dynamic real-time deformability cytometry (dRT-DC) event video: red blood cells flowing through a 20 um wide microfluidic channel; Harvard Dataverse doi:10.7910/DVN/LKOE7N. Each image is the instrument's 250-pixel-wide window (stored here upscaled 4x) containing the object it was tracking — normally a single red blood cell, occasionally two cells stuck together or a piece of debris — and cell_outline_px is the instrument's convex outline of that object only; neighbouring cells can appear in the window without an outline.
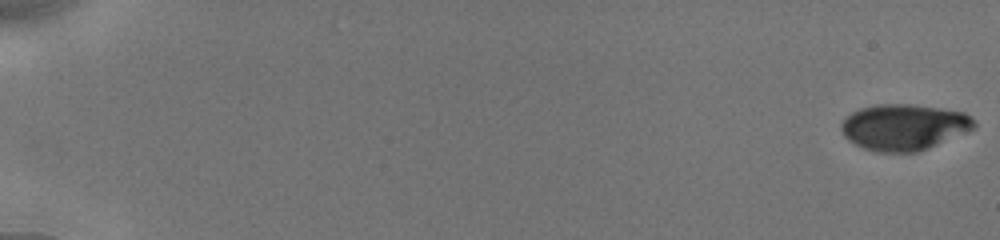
{"species": "human", "species_latin": "Homo sapiens", "temperature_condition": "cold", "stored_images_in_passage": 55, "camera_frame_rate_fps": 3000, "um_per_image_px": 0.085, "donor": {"sex": "male"}, "frame": {"image": 1, "passage_image": 1, "time_ms": 0.0, "image_size_px": [1000, 240], "cell_outline_px": [[976, 128], [916, 152], [876, 152], [864, 148], [848, 140], [844, 136], [840, 128], [840, 124], [852, 112], [860, 108], [876, 104], [912, 104], [940, 108], [964, 112], [976, 120]], "centroid_in_image_um": [76.83, 10.79], "position_along_channel_um": 8.2, "area_um2": 35.6}}
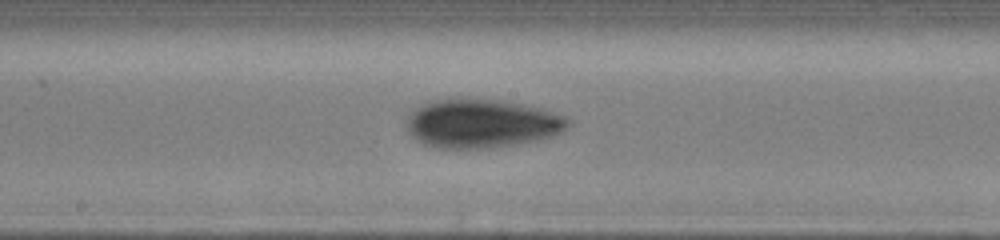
{"frame": {"image": 2, "passage_image": 32, "time_ms": 10.333, "image_size_px": [1000, 240], "cell_outline_px": [[572, 120], [560, 132], [552, 136], [512, 144], [488, 148], [436, 148], [424, 144], [412, 136], [404, 120], [420, 104], [432, 100], [452, 96], [504, 100], [540, 108], [564, 116]], "centroid_in_image_um": [40.86, 10.45], "position_along_channel_um": 207.3, "area_um2": 46.18}}
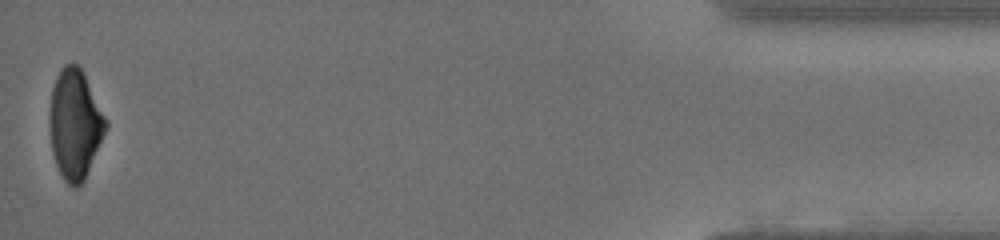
{"frame": {"image": 3, "passage_image": 55, "time_ms": 18.0, "image_size_px": [1000, 240], "cell_outline_px": [[108, 128], [84, 180], [76, 188], [72, 188], [64, 180], [56, 164], [52, 152], [48, 124], [48, 112], [52, 88], [56, 76], [64, 64], [72, 60], [80, 68], [108, 124]], "centroid_in_image_um": [6.33, 10.57], "position_along_channel_um": 428.9, "area_um2": 35.89}, "authors_computed_cell_mechanics": {"area_um2": 39.8242, "velocity_mm_per_s": 3.8756, "shape_relaxation_time_tau1_ms": 1.8709, "shape_relaxation_time_tau2_ms": 11.379, "deformation_change_tau1": 0.107, "deformation_change_tau2": 0.1058}}